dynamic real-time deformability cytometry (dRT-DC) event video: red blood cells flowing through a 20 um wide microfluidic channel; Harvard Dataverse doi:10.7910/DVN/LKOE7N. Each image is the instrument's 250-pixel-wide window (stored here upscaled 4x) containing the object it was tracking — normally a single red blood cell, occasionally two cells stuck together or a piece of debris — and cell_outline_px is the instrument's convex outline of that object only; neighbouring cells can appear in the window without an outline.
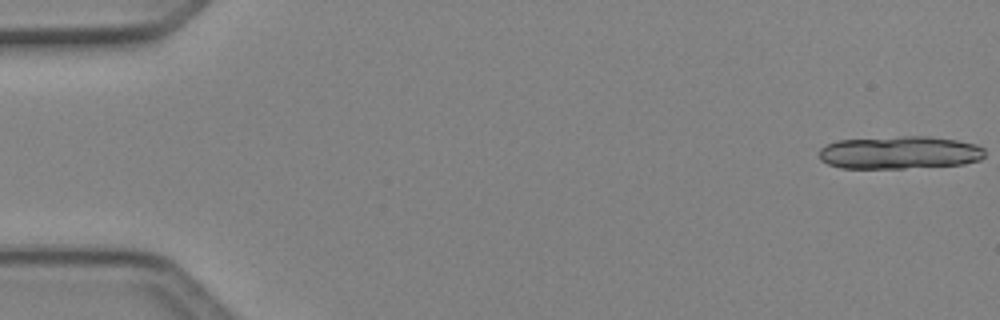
{"species": "Egyptian fruit bat (a non-hibernating species)", "species_latin": "Rousettus aegyptiacus", "temperature_condition": "cold", "stored_images_in_passage": 5, "camera_frame_rate_fps": 3000, "um_per_image_px": 0.085, "animal": {"sex": "female"}, "frame": {"image": 1, "passage_image": 1, "time_ms": 0.0, "image_size_px": [1000, 320], "cell_outline_px": [[984, 156], [980, 160], [964, 164], [904, 168], [840, 168], [828, 164], [820, 160], [820, 148], [836, 140], [904, 136], [928, 136], [956, 140], [976, 144], [984, 148]], "centroid_in_image_um": [76.46, 12.96], "position_along_channel_um": 8.5, "area_um2": 31.79}}